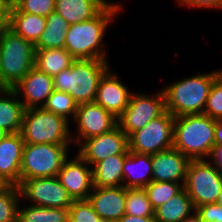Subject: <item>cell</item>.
Instances as JSON below:
<instances>
[{
  "label": "cell",
  "mask_w": 222,
  "mask_h": 222,
  "mask_svg": "<svg viewBox=\"0 0 222 222\" xmlns=\"http://www.w3.org/2000/svg\"><path fill=\"white\" fill-rule=\"evenodd\" d=\"M183 222H202L199 215L194 212L192 215L187 217Z\"/></svg>",
  "instance_id": "7bdbcfd3"
},
{
  "label": "cell",
  "mask_w": 222,
  "mask_h": 222,
  "mask_svg": "<svg viewBox=\"0 0 222 222\" xmlns=\"http://www.w3.org/2000/svg\"><path fill=\"white\" fill-rule=\"evenodd\" d=\"M109 2L105 0H55V12L70 25L95 17Z\"/></svg>",
  "instance_id": "44dd1931"
},
{
  "label": "cell",
  "mask_w": 222,
  "mask_h": 222,
  "mask_svg": "<svg viewBox=\"0 0 222 222\" xmlns=\"http://www.w3.org/2000/svg\"><path fill=\"white\" fill-rule=\"evenodd\" d=\"M128 154H116L105 158L92 167L95 187L123 186V165Z\"/></svg>",
  "instance_id": "603a6c76"
},
{
  "label": "cell",
  "mask_w": 222,
  "mask_h": 222,
  "mask_svg": "<svg viewBox=\"0 0 222 222\" xmlns=\"http://www.w3.org/2000/svg\"><path fill=\"white\" fill-rule=\"evenodd\" d=\"M217 203L222 205V190H221V193H220V196H219V199H218Z\"/></svg>",
  "instance_id": "f6af8a7d"
},
{
  "label": "cell",
  "mask_w": 222,
  "mask_h": 222,
  "mask_svg": "<svg viewBox=\"0 0 222 222\" xmlns=\"http://www.w3.org/2000/svg\"><path fill=\"white\" fill-rule=\"evenodd\" d=\"M10 11H21L47 17L55 12V0H11Z\"/></svg>",
  "instance_id": "d6a6232c"
},
{
  "label": "cell",
  "mask_w": 222,
  "mask_h": 222,
  "mask_svg": "<svg viewBox=\"0 0 222 222\" xmlns=\"http://www.w3.org/2000/svg\"><path fill=\"white\" fill-rule=\"evenodd\" d=\"M219 71L197 73L163 88L166 110L174 117L187 114H202L213 82Z\"/></svg>",
  "instance_id": "277c9868"
},
{
  "label": "cell",
  "mask_w": 222,
  "mask_h": 222,
  "mask_svg": "<svg viewBox=\"0 0 222 222\" xmlns=\"http://www.w3.org/2000/svg\"><path fill=\"white\" fill-rule=\"evenodd\" d=\"M77 153L63 162L57 178L73 200H87L93 191L92 167Z\"/></svg>",
  "instance_id": "5bb4252c"
},
{
  "label": "cell",
  "mask_w": 222,
  "mask_h": 222,
  "mask_svg": "<svg viewBox=\"0 0 222 222\" xmlns=\"http://www.w3.org/2000/svg\"><path fill=\"white\" fill-rule=\"evenodd\" d=\"M108 3L90 20L70 25L66 32L64 48L75 60H109L103 37L107 27L122 10V4ZM107 55V56H106Z\"/></svg>",
  "instance_id": "6da1fadb"
},
{
  "label": "cell",
  "mask_w": 222,
  "mask_h": 222,
  "mask_svg": "<svg viewBox=\"0 0 222 222\" xmlns=\"http://www.w3.org/2000/svg\"><path fill=\"white\" fill-rule=\"evenodd\" d=\"M203 114L214 120H222V78L212 84Z\"/></svg>",
  "instance_id": "e575fe53"
},
{
  "label": "cell",
  "mask_w": 222,
  "mask_h": 222,
  "mask_svg": "<svg viewBox=\"0 0 222 222\" xmlns=\"http://www.w3.org/2000/svg\"><path fill=\"white\" fill-rule=\"evenodd\" d=\"M72 121L77 126L75 131L77 135L71 134L73 145L110 132L118 126L117 118L95 102L78 104L75 118Z\"/></svg>",
  "instance_id": "7c38bea8"
},
{
  "label": "cell",
  "mask_w": 222,
  "mask_h": 222,
  "mask_svg": "<svg viewBox=\"0 0 222 222\" xmlns=\"http://www.w3.org/2000/svg\"><path fill=\"white\" fill-rule=\"evenodd\" d=\"M214 140L215 145H222V120H216Z\"/></svg>",
  "instance_id": "60d3db41"
},
{
  "label": "cell",
  "mask_w": 222,
  "mask_h": 222,
  "mask_svg": "<svg viewBox=\"0 0 222 222\" xmlns=\"http://www.w3.org/2000/svg\"><path fill=\"white\" fill-rule=\"evenodd\" d=\"M0 88H13L34 67L35 45L10 28L0 37Z\"/></svg>",
  "instance_id": "5b68a950"
},
{
  "label": "cell",
  "mask_w": 222,
  "mask_h": 222,
  "mask_svg": "<svg viewBox=\"0 0 222 222\" xmlns=\"http://www.w3.org/2000/svg\"><path fill=\"white\" fill-rule=\"evenodd\" d=\"M183 188L198 206L218 202L222 190V174L209 160H191Z\"/></svg>",
  "instance_id": "ba28073f"
},
{
  "label": "cell",
  "mask_w": 222,
  "mask_h": 222,
  "mask_svg": "<svg viewBox=\"0 0 222 222\" xmlns=\"http://www.w3.org/2000/svg\"><path fill=\"white\" fill-rule=\"evenodd\" d=\"M125 214L154 216V209L144 188H126Z\"/></svg>",
  "instance_id": "1f68e13d"
},
{
  "label": "cell",
  "mask_w": 222,
  "mask_h": 222,
  "mask_svg": "<svg viewBox=\"0 0 222 222\" xmlns=\"http://www.w3.org/2000/svg\"><path fill=\"white\" fill-rule=\"evenodd\" d=\"M216 120L205 114L174 117L173 148L190 160H208L215 140Z\"/></svg>",
  "instance_id": "7a4b0ae2"
},
{
  "label": "cell",
  "mask_w": 222,
  "mask_h": 222,
  "mask_svg": "<svg viewBox=\"0 0 222 222\" xmlns=\"http://www.w3.org/2000/svg\"><path fill=\"white\" fill-rule=\"evenodd\" d=\"M216 168V170L222 174V145H214L212 154L208 159Z\"/></svg>",
  "instance_id": "74e56055"
},
{
  "label": "cell",
  "mask_w": 222,
  "mask_h": 222,
  "mask_svg": "<svg viewBox=\"0 0 222 222\" xmlns=\"http://www.w3.org/2000/svg\"><path fill=\"white\" fill-rule=\"evenodd\" d=\"M10 13H0V37L9 29Z\"/></svg>",
  "instance_id": "ab89813d"
},
{
  "label": "cell",
  "mask_w": 222,
  "mask_h": 222,
  "mask_svg": "<svg viewBox=\"0 0 222 222\" xmlns=\"http://www.w3.org/2000/svg\"><path fill=\"white\" fill-rule=\"evenodd\" d=\"M218 71H219V76L222 78V70L218 69Z\"/></svg>",
  "instance_id": "bcb514c9"
},
{
  "label": "cell",
  "mask_w": 222,
  "mask_h": 222,
  "mask_svg": "<svg viewBox=\"0 0 222 222\" xmlns=\"http://www.w3.org/2000/svg\"><path fill=\"white\" fill-rule=\"evenodd\" d=\"M180 4L197 9H222V0H183Z\"/></svg>",
  "instance_id": "8d00e7d4"
},
{
  "label": "cell",
  "mask_w": 222,
  "mask_h": 222,
  "mask_svg": "<svg viewBox=\"0 0 222 222\" xmlns=\"http://www.w3.org/2000/svg\"><path fill=\"white\" fill-rule=\"evenodd\" d=\"M196 211L191 198L183 188L166 203L154 210L157 222H183Z\"/></svg>",
  "instance_id": "cb8c5ba5"
},
{
  "label": "cell",
  "mask_w": 222,
  "mask_h": 222,
  "mask_svg": "<svg viewBox=\"0 0 222 222\" xmlns=\"http://www.w3.org/2000/svg\"><path fill=\"white\" fill-rule=\"evenodd\" d=\"M18 189L21 200H30L35 206L69 208L74 201L57 177L20 180Z\"/></svg>",
  "instance_id": "8fae6325"
},
{
  "label": "cell",
  "mask_w": 222,
  "mask_h": 222,
  "mask_svg": "<svg viewBox=\"0 0 222 222\" xmlns=\"http://www.w3.org/2000/svg\"><path fill=\"white\" fill-rule=\"evenodd\" d=\"M24 145L20 133H8L0 140V184L19 185Z\"/></svg>",
  "instance_id": "e0dca14e"
},
{
  "label": "cell",
  "mask_w": 222,
  "mask_h": 222,
  "mask_svg": "<svg viewBox=\"0 0 222 222\" xmlns=\"http://www.w3.org/2000/svg\"><path fill=\"white\" fill-rule=\"evenodd\" d=\"M77 106L78 104L69 93L54 90L47 98L43 108L70 121L75 118Z\"/></svg>",
  "instance_id": "4dcf8cb0"
},
{
  "label": "cell",
  "mask_w": 222,
  "mask_h": 222,
  "mask_svg": "<svg viewBox=\"0 0 222 222\" xmlns=\"http://www.w3.org/2000/svg\"><path fill=\"white\" fill-rule=\"evenodd\" d=\"M75 59L65 48L35 50L34 67L54 77L71 66Z\"/></svg>",
  "instance_id": "484cf974"
},
{
  "label": "cell",
  "mask_w": 222,
  "mask_h": 222,
  "mask_svg": "<svg viewBox=\"0 0 222 222\" xmlns=\"http://www.w3.org/2000/svg\"><path fill=\"white\" fill-rule=\"evenodd\" d=\"M174 116L167 110L128 137L129 151L156 154L173 148Z\"/></svg>",
  "instance_id": "9c48e42d"
},
{
  "label": "cell",
  "mask_w": 222,
  "mask_h": 222,
  "mask_svg": "<svg viewBox=\"0 0 222 222\" xmlns=\"http://www.w3.org/2000/svg\"><path fill=\"white\" fill-rule=\"evenodd\" d=\"M195 212L202 222H222V205L217 202L198 206Z\"/></svg>",
  "instance_id": "d590c367"
},
{
  "label": "cell",
  "mask_w": 222,
  "mask_h": 222,
  "mask_svg": "<svg viewBox=\"0 0 222 222\" xmlns=\"http://www.w3.org/2000/svg\"><path fill=\"white\" fill-rule=\"evenodd\" d=\"M152 156L129 151L123 165V186L144 188L152 181Z\"/></svg>",
  "instance_id": "ffe728a7"
},
{
  "label": "cell",
  "mask_w": 222,
  "mask_h": 222,
  "mask_svg": "<svg viewBox=\"0 0 222 222\" xmlns=\"http://www.w3.org/2000/svg\"><path fill=\"white\" fill-rule=\"evenodd\" d=\"M70 144L25 143L20 167V180L56 177L68 158Z\"/></svg>",
  "instance_id": "52a82bcc"
},
{
  "label": "cell",
  "mask_w": 222,
  "mask_h": 222,
  "mask_svg": "<svg viewBox=\"0 0 222 222\" xmlns=\"http://www.w3.org/2000/svg\"><path fill=\"white\" fill-rule=\"evenodd\" d=\"M166 111L163 90L154 95L133 92L127 108L117 118L118 127L129 137L133 132L142 129L152 119Z\"/></svg>",
  "instance_id": "30bf717a"
},
{
  "label": "cell",
  "mask_w": 222,
  "mask_h": 222,
  "mask_svg": "<svg viewBox=\"0 0 222 222\" xmlns=\"http://www.w3.org/2000/svg\"><path fill=\"white\" fill-rule=\"evenodd\" d=\"M17 222H69V208H49L31 204L24 208L19 204Z\"/></svg>",
  "instance_id": "83f0119b"
},
{
  "label": "cell",
  "mask_w": 222,
  "mask_h": 222,
  "mask_svg": "<svg viewBox=\"0 0 222 222\" xmlns=\"http://www.w3.org/2000/svg\"><path fill=\"white\" fill-rule=\"evenodd\" d=\"M70 24L58 13H50L46 17V27L35 44V50L64 48L66 32Z\"/></svg>",
  "instance_id": "4316f807"
},
{
  "label": "cell",
  "mask_w": 222,
  "mask_h": 222,
  "mask_svg": "<svg viewBox=\"0 0 222 222\" xmlns=\"http://www.w3.org/2000/svg\"><path fill=\"white\" fill-rule=\"evenodd\" d=\"M12 89L25 109L43 107L54 91L53 77L33 67Z\"/></svg>",
  "instance_id": "9a60e30c"
},
{
  "label": "cell",
  "mask_w": 222,
  "mask_h": 222,
  "mask_svg": "<svg viewBox=\"0 0 222 222\" xmlns=\"http://www.w3.org/2000/svg\"><path fill=\"white\" fill-rule=\"evenodd\" d=\"M110 70L100 79L94 102L118 118L127 108L132 92L122 83L116 72Z\"/></svg>",
  "instance_id": "2e32d148"
},
{
  "label": "cell",
  "mask_w": 222,
  "mask_h": 222,
  "mask_svg": "<svg viewBox=\"0 0 222 222\" xmlns=\"http://www.w3.org/2000/svg\"><path fill=\"white\" fill-rule=\"evenodd\" d=\"M8 133H6L3 129L0 128V140Z\"/></svg>",
  "instance_id": "ee69618b"
},
{
  "label": "cell",
  "mask_w": 222,
  "mask_h": 222,
  "mask_svg": "<svg viewBox=\"0 0 222 222\" xmlns=\"http://www.w3.org/2000/svg\"><path fill=\"white\" fill-rule=\"evenodd\" d=\"M116 222H157L155 216H133L130 214L123 215Z\"/></svg>",
  "instance_id": "f35d334b"
},
{
  "label": "cell",
  "mask_w": 222,
  "mask_h": 222,
  "mask_svg": "<svg viewBox=\"0 0 222 222\" xmlns=\"http://www.w3.org/2000/svg\"><path fill=\"white\" fill-rule=\"evenodd\" d=\"M88 200H74L69 207V222H103Z\"/></svg>",
  "instance_id": "836d02e7"
},
{
  "label": "cell",
  "mask_w": 222,
  "mask_h": 222,
  "mask_svg": "<svg viewBox=\"0 0 222 222\" xmlns=\"http://www.w3.org/2000/svg\"><path fill=\"white\" fill-rule=\"evenodd\" d=\"M182 189L183 185L181 183L166 181H151L144 187L154 210L166 203Z\"/></svg>",
  "instance_id": "f546056e"
},
{
  "label": "cell",
  "mask_w": 222,
  "mask_h": 222,
  "mask_svg": "<svg viewBox=\"0 0 222 222\" xmlns=\"http://www.w3.org/2000/svg\"><path fill=\"white\" fill-rule=\"evenodd\" d=\"M20 201L18 186L0 184V222H17Z\"/></svg>",
  "instance_id": "f1b7e54d"
},
{
  "label": "cell",
  "mask_w": 222,
  "mask_h": 222,
  "mask_svg": "<svg viewBox=\"0 0 222 222\" xmlns=\"http://www.w3.org/2000/svg\"><path fill=\"white\" fill-rule=\"evenodd\" d=\"M152 181L181 183L184 186L190 159L171 148L152 154ZM181 181V182H180Z\"/></svg>",
  "instance_id": "ac0fdd59"
},
{
  "label": "cell",
  "mask_w": 222,
  "mask_h": 222,
  "mask_svg": "<svg viewBox=\"0 0 222 222\" xmlns=\"http://www.w3.org/2000/svg\"><path fill=\"white\" fill-rule=\"evenodd\" d=\"M109 65L108 60H74L69 68L53 77L54 90L69 93L77 104L92 103Z\"/></svg>",
  "instance_id": "3957f363"
},
{
  "label": "cell",
  "mask_w": 222,
  "mask_h": 222,
  "mask_svg": "<svg viewBox=\"0 0 222 222\" xmlns=\"http://www.w3.org/2000/svg\"><path fill=\"white\" fill-rule=\"evenodd\" d=\"M46 27V17L21 11H10L9 28L34 45Z\"/></svg>",
  "instance_id": "d4e9b609"
},
{
  "label": "cell",
  "mask_w": 222,
  "mask_h": 222,
  "mask_svg": "<svg viewBox=\"0 0 222 222\" xmlns=\"http://www.w3.org/2000/svg\"><path fill=\"white\" fill-rule=\"evenodd\" d=\"M77 154L91 167L116 154H128V136L117 126L110 132L83 140Z\"/></svg>",
  "instance_id": "4fadbf2b"
},
{
  "label": "cell",
  "mask_w": 222,
  "mask_h": 222,
  "mask_svg": "<svg viewBox=\"0 0 222 222\" xmlns=\"http://www.w3.org/2000/svg\"><path fill=\"white\" fill-rule=\"evenodd\" d=\"M24 105L12 88H0V128L6 133H20Z\"/></svg>",
  "instance_id": "7402d4cb"
},
{
  "label": "cell",
  "mask_w": 222,
  "mask_h": 222,
  "mask_svg": "<svg viewBox=\"0 0 222 222\" xmlns=\"http://www.w3.org/2000/svg\"><path fill=\"white\" fill-rule=\"evenodd\" d=\"M87 200L93 210L105 221L116 222L125 215L126 188L95 187Z\"/></svg>",
  "instance_id": "d6986e66"
},
{
  "label": "cell",
  "mask_w": 222,
  "mask_h": 222,
  "mask_svg": "<svg viewBox=\"0 0 222 222\" xmlns=\"http://www.w3.org/2000/svg\"><path fill=\"white\" fill-rule=\"evenodd\" d=\"M10 7L9 0H0V13H10Z\"/></svg>",
  "instance_id": "b9f144b4"
},
{
  "label": "cell",
  "mask_w": 222,
  "mask_h": 222,
  "mask_svg": "<svg viewBox=\"0 0 222 222\" xmlns=\"http://www.w3.org/2000/svg\"><path fill=\"white\" fill-rule=\"evenodd\" d=\"M69 121L43 107L25 109L20 134L28 144H72Z\"/></svg>",
  "instance_id": "8992f818"
}]
</instances>
